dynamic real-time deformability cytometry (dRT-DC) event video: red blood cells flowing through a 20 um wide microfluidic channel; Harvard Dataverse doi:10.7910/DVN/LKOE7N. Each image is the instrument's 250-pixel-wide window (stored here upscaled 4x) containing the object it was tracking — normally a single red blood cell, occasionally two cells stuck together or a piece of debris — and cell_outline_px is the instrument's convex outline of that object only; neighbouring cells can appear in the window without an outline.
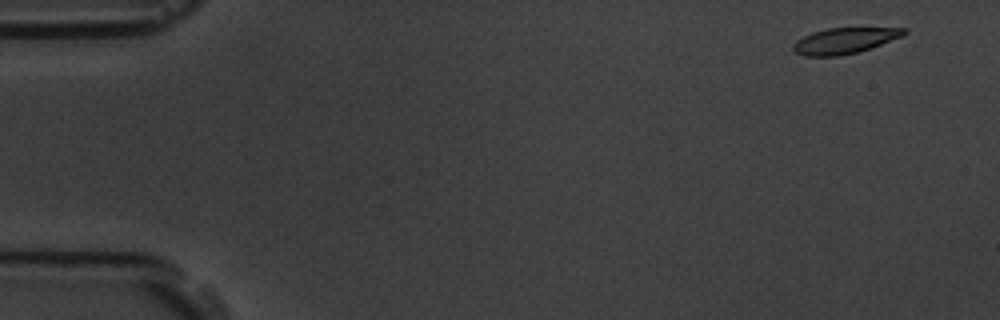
{"species": "common noctule bat (a hibernating species)", "species_latin": "Nyctalus noctula", "temperature_condition": "room temperature", "stored_images_in_passage": 56, "camera_frame_rate_fps": 3000, "um_per_image_px": 0.085, "animal": {"sex": "male", "body_mass_g": 19.5, "forearm_length_mm": 54.6}, "frame": {"image": 1, "passage_image": 2, "time_ms": 0.333, "image_size_px": [1000, 320], "cell_outline_px": [[908, 32], [904, 36], [860, 52], [840, 56], [804, 56], [796, 52], [792, 48], [792, 44], [796, 40], [812, 32], [828, 28], [908, 28]], "centroid_in_image_um": [71.81, 3.46], "position_along_channel_um": 13.2, "area_um2": 16.88}}
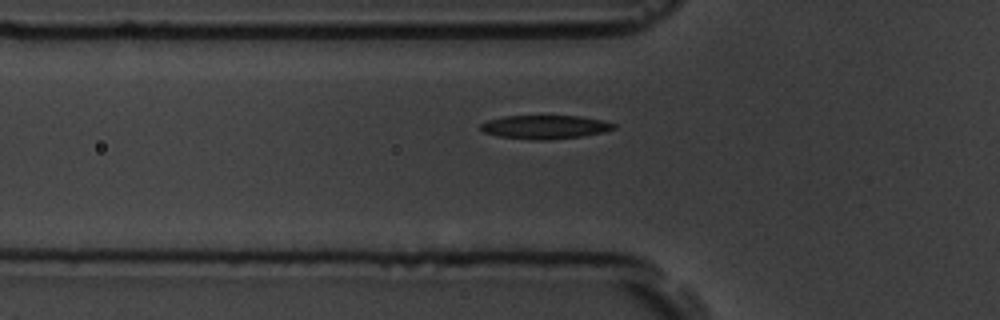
{"frame": {"image": 2, "passage_image": 18, "time_ms": 5.667, "image_size_px": [1000, 320], "cell_outline_px": [[616, 128], [604, 132], [580, 136], [548, 140], [532, 140], [496, 136], [484, 132], [480, 128], [480, 124], [488, 120], [504, 116], [580, 116], [604, 120], [616, 124]], "centroid_in_image_um": [46.33, 10.79], "position_along_channel_um": 79.5, "area_um2": 18.44}}
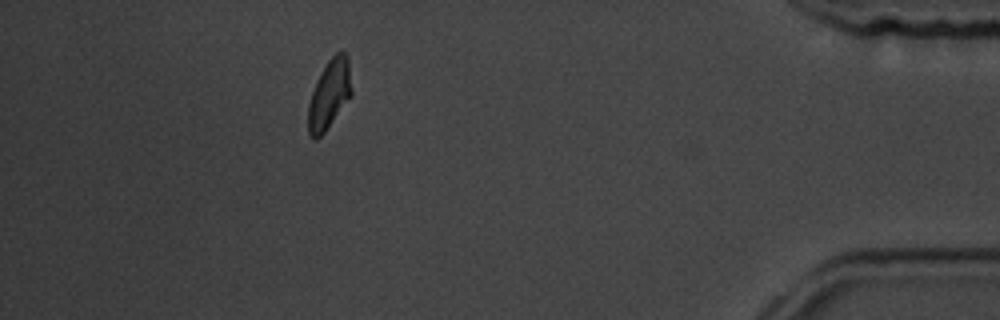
{"frame": {"image": 3, "passage_image": 50, "time_ms": 16.333, "image_size_px": [1000, 320], "cell_outline_px": [[352, 96], [324, 132], [316, 140], [312, 140], [308, 132], [308, 104], [312, 92], [328, 60], [336, 52], [344, 52], [348, 56], [352, 88]], "centroid_in_image_um": [28.01, 8.04], "position_along_channel_um": 407.2, "area_um2": 17.4}, "authors_computed_cell_mechanics": {"area_um2": 17.8891, "velocity_mm_per_s": 3.56, "shape_relaxation_time_tau1_ms": 2.8118, "shape_relaxation_time_tau2_ms": 3.4244, "deformation_change_tau1": 0.1159, "deformation_change_tau2": 0.0835}}